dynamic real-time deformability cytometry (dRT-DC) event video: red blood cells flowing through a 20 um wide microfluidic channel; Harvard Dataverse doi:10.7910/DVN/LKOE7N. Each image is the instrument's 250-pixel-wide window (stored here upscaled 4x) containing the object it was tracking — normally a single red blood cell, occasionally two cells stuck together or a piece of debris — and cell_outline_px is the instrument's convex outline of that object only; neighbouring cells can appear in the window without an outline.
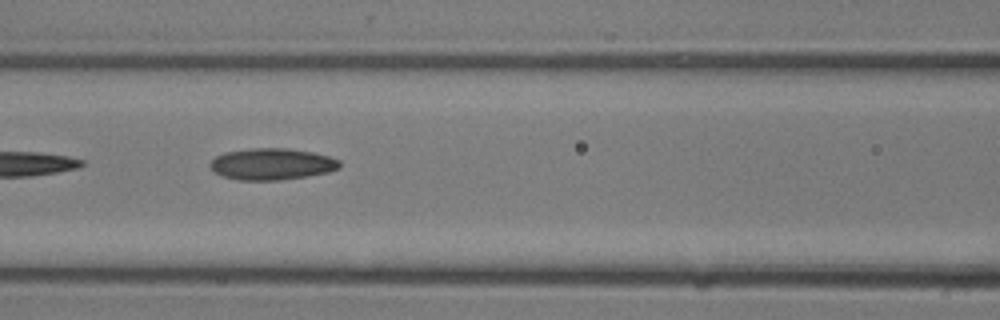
{"species": "common noctule bat (a hibernating species)", "species_latin": "Nyctalus noctula", "temperature_condition": "room temperature", "stored_images_in_passage": 25, "camera_frame_rate_fps": 3000, "um_per_image_px": 0.085, "animal": {"sex": "male", "body_mass_g": 13.3}, "frame": {"image": 1, "passage_image": 11, "time_ms": 3.333, "image_size_px": [1000, 320], "cell_outline_px": [[340, 168], [328, 172], [308, 176], [280, 180], [236, 180], [224, 176], [216, 172], [208, 164], [216, 156], [224, 152], [252, 148], [288, 148], [312, 152], [328, 156], [340, 160]], "centroid_in_image_um": [23.12, 13.94], "position_along_channel_um": 143.5, "area_um2": 23.81}}